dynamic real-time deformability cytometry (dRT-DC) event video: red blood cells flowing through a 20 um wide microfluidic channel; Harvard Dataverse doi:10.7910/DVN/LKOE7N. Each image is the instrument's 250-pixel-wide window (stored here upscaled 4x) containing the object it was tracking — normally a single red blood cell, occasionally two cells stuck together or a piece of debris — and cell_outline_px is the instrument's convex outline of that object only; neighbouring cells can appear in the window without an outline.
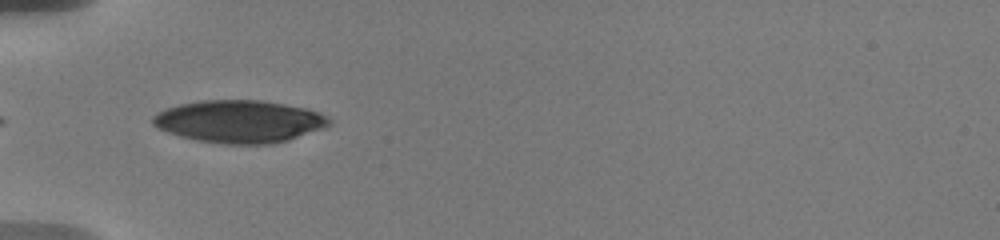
{"species": "human", "species_latin": "Homo sapiens", "temperature_condition": "warm", "stored_images_in_passage": 19, "camera_frame_rate_fps": 3000, "um_per_image_px": 0.085, "donor": {"sex": "male"}, "frame": {"image": 1, "passage_image": 1, "time_ms": 0.0, "image_size_px": [1000, 240], "cell_outline_px": [[332, 124], [324, 128], [288, 140], [272, 144], [224, 144], [200, 140], [180, 136], [168, 132], [152, 124], [152, 116], [156, 112], [164, 108], [180, 104], [200, 100], [264, 100], [308, 108], [320, 112], [328, 116], [332, 120]], "centroid_in_image_um": [20.38, 10.31], "position_along_channel_um": 64.6, "area_um2": 43.99}}
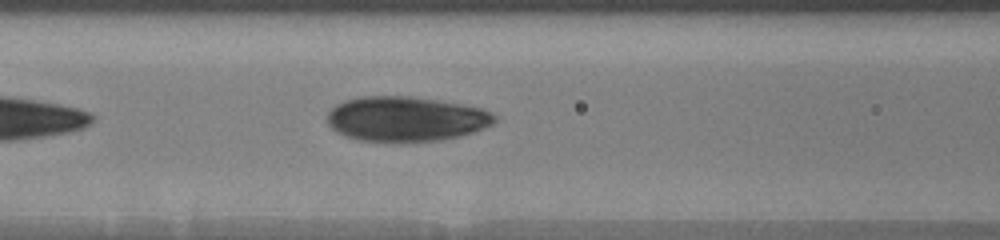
{"frame": {"image": 2, "passage_image": 10, "time_ms": 2.0, "image_size_px": [1000, 240], "cell_outline_px": [[496, 120], [492, 124], [484, 128], [460, 136], [440, 140], [408, 144], [396, 144], [356, 140], [344, 136], [336, 132], [328, 124], [328, 112], [336, 104], [344, 100], [360, 96], [412, 96], [440, 100], [480, 108], [492, 112], [496, 116]], "centroid_in_image_um": [34.47, 10.14], "position_along_channel_um": 132.1, "area_um2": 44.85}}
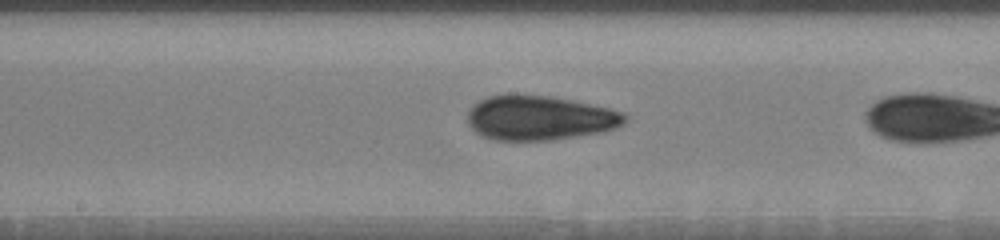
{"frame": {"image": 3, "passage_image": 17, "time_ms": 3.0, "image_size_px": [1000, 240], "cell_outline_px": [[628, 120], [624, 124], [616, 128], [600, 132], [552, 140], [496, 140], [484, 136], [476, 132], [468, 124], [468, 112], [472, 104], [488, 96], [508, 92], [512, 92], [552, 96], [608, 108], [624, 112], [628, 116]], "centroid_in_image_um": [45.85, 9.99], "position_along_channel_um": 202.3, "area_um2": 41.38}}